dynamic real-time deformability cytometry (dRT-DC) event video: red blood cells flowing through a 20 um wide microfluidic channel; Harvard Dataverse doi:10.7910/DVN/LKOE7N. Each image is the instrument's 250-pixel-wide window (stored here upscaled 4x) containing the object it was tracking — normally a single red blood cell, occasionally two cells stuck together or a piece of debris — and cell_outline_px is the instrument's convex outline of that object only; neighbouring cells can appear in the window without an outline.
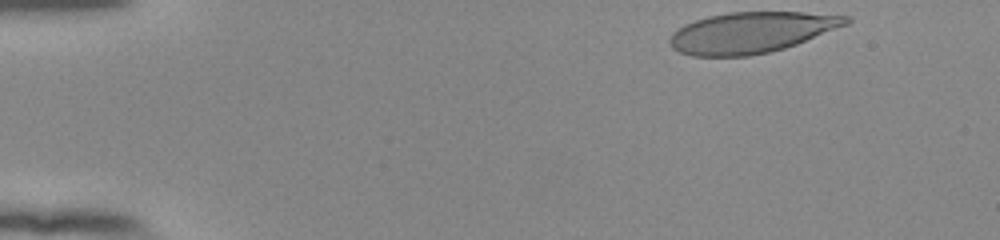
{"species": "human", "species_latin": "Homo sapiens", "temperature_condition": "room temperature", "stored_images_in_passage": 40, "camera_frame_rate_fps": 3000, "um_per_image_px": 0.085, "donor": {"sex": "female"}, "frame": {"image": 1, "passage_image": 1, "time_ms": 0.0, "image_size_px": [1000, 240], "cell_outline_px": [[852, 20], [848, 24], [796, 44], [784, 48], [768, 52], [748, 56], [692, 56], [680, 52], [672, 48], [668, 40], [672, 32], [684, 24], [708, 16], [728, 12], [804, 12], [852, 16]], "centroid_in_image_um": [63.85, 2.75], "position_along_channel_um": 21.1, "area_um2": 42.08}}
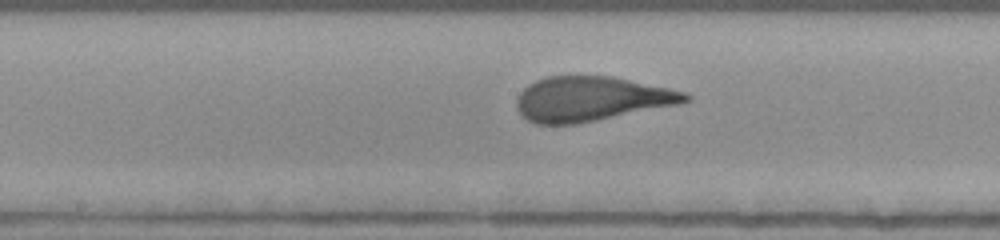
{"frame": {"image": 2, "passage_image": 23, "time_ms": 7.333, "image_size_px": [1000, 240], "cell_outline_px": [[692, 100], [680, 104], [576, 124], [536, 124], [528, 120], [516, 108], [516, 100], [520, 92], [528, 84], [536, 80], [548, 76], [612, 76], [668, 88], [684, 92], [692, 96]], "centroid_in_image_um": [50.25, 8.4], "position_along_channel_um": 197.9, "area_um2": 43.75}}
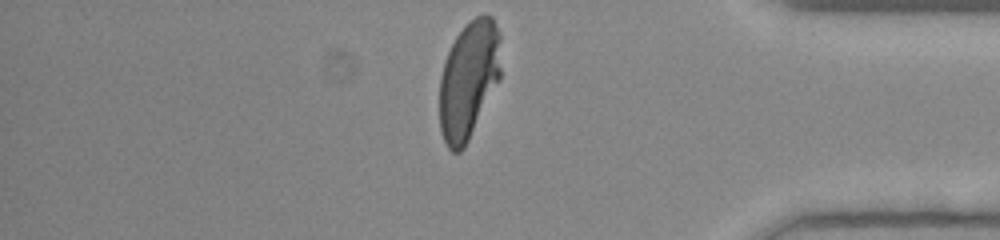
{"frame": {"image": 3, "passage_image": 40, "time_ms": 13.0, "image_size_px": [1000, 240], "cell_outline_px": [[500, 80], [464, 148], [460, 152], [452, 152], [448, 148], [440, 132], [440, 76], [444, 60], [456, 36], [464, 24], [476, 16], [484, 12], [492, 16], [500, 32]], "centroid_in_image_um": [39.85, 6.75], "position_along_channel_um": 395.4, "area_um2": 42.6}, "authors_computed_cell_mechanics": {"area_um2": 44.3037, "velocity_mm_per_s": 3.8834, "shape_relaxation_time_tau1_ms": 4.7571, "shape_relaxation_time_tau2_ms": null, "deformation_change_tau1": 0.2389, "deformation_change_tau2": null}}